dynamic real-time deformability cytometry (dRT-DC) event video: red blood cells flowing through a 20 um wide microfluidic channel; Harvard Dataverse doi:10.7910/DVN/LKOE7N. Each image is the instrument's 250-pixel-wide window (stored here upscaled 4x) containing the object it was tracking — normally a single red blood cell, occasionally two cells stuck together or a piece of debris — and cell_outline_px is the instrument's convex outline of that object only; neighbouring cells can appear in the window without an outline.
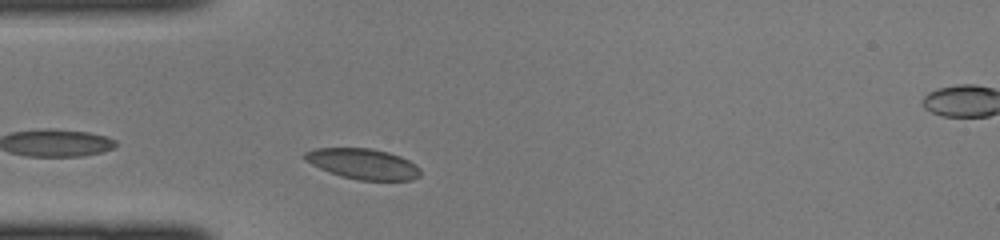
{"species": "common noctule bat (a hibernating species)", "species_latin": "Nyctalus noctula", "temperature_condition": "cold", "stored_images_in_passage": 29, "camera_frame_rate_fps": 3000, "um_per_image_px": 0.085, "animal": {"sex": "female", "body_mass_g": 22.0, "forearm_length_mm": 56.7}, "frame": {"image": 1, "passage_image": 2, "time_ms": 0.333, "image_size_px": [1000, 240], "cell_outline_px": [[420, 176], [412, 180], [360, 180], [340, 176], [328, 172], [304, 160], [300, 156], [304, 152], [312, 148], [368, 148], [388, 152], [400, 156], [416, 164], [420, 168]], "centroid_in_image_um": [30.82, 13.92], "position_along_channel_um": 54.2, "area_um2": 20.75}}
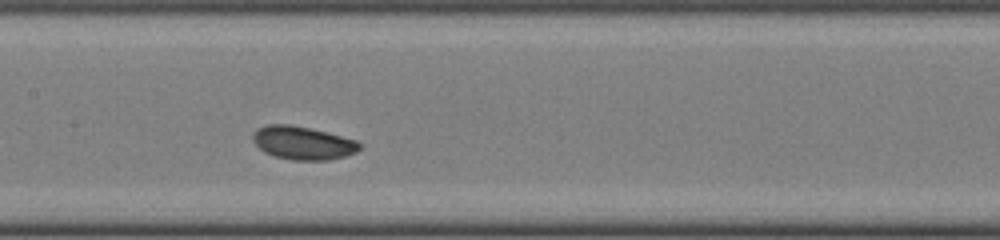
{"frame": {"image": 2, "passage_image": 11, "time_ms": 3.333, "image_size_px": [1000, 240], "cell_outline_px": [[364, 144], [356, 152], [344, 156], [328, 160], [292, 160], [276, 156], [264, 152], [252, 140], [252, 132], [268, 124], [288, 124], [312, 128], [356, 140]], "centroid_in_image_um": [25.75, 12.14], "position_along_channel_um": 181.6, "area_um2": 20.69}}
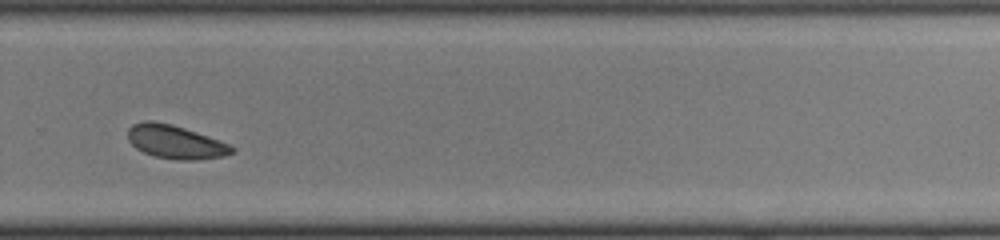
{"frame": {"image": 3, "passage_image": 20, "time_ms": 6.333, "image_size_px": [1000, 240], "cell_outline_px": [[236, 152], [224, 156], [196, 160], [176, 160], [152, 156], [136, 148], [128, 140], [128, 128], [132, 124], [144, 120], [152, 120], [172, 124], [220, 140], [236, 148]], "centroid_in_image_um": [14.91, 12.06], "position_along_channel_um": 314.9, "area_um2": 20.52}}